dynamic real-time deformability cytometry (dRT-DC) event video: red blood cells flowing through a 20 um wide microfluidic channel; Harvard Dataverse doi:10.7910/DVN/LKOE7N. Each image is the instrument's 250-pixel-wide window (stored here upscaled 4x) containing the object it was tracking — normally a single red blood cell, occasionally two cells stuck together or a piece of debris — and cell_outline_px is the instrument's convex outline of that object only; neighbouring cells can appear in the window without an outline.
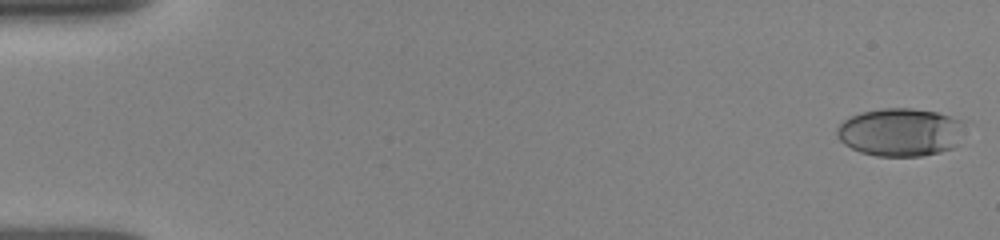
{"species": "human", "species_latin": "Homo sapiens", "temperature_condition": "room temperature", "stored_images_in_passage": 32, "camera_frame_rate_fps": 3000, "um_per_image_px": 0.085, "donor": {"sex": "female"}, "frame": {"image": 1, "passage_image": 1, "time_ms": 0.0, "image_size_px": [1000, 240], "cell_outline_px": [[972, 124], [956, 144], [952, 148], [940, 152], [920, 156], [876, 156], [860, 152], [844, 144], [836, 136], [836, 128], [844, 120], [860, 112], [884, 108], [912, 108], [936, 112], [968, 120]], "centroid_in_image_um": [76.63, 11.22], "position_along_channel_um": 8.4, "area_um2": 36.65}}
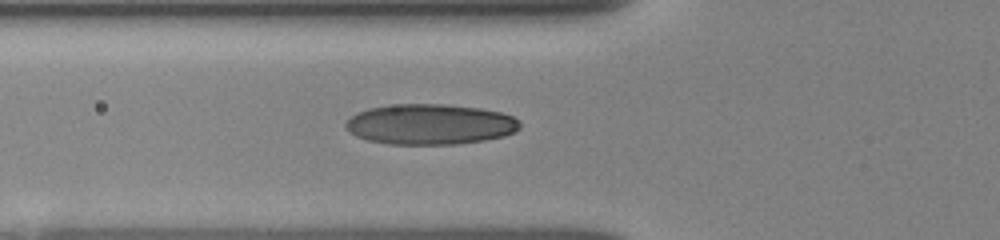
{"frame": {"image": 2, "passage_image": 24, "time_ms": 6.0, "image_size_px": [1000, 240], "cell_outline_px": [[520, 128], [516, 132], [504, 136], [484, 140], [456, 144], [388, 144], [368, 140], [356, 136], [348, 132], [344, 128], [344, 124], [356, 112], [368, 108], [396, 104], [444, 104], [480, 108], [500, 112], [512, 116], [520, 120]], "centroid_in_image_um": [36.55, 10.56], "position_along_channel_um": 89.3, "area_um2": 41.33}}
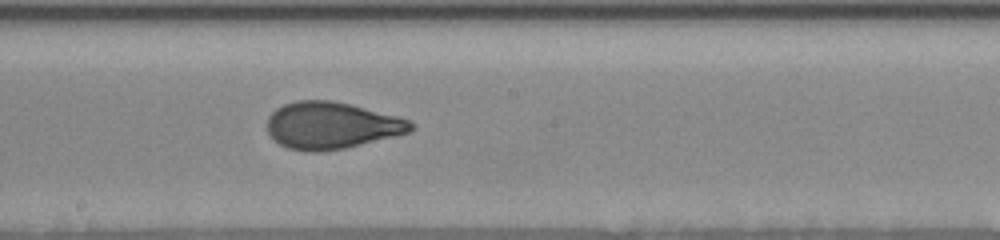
{"frame": {"image": 3, "passage_image": 32, "time_ms": 9.333, "image_size_px": [1000, 240], "cell_outline_px": [[416, 128], [408, 132], [396, 136], [344, 148], [316, 152], [308, 152], [288, 148], [272, 140], [268, 132], [268, 116], [276, 108], [284, 104], [296, 100], [332, 100], [352, 104], [396, 116], [408, 120], [416, 124]], "centroid_in_image_um": [28.17, 10.66], "position_along_channel_um": 220.0, "area_um2": 39.42}}